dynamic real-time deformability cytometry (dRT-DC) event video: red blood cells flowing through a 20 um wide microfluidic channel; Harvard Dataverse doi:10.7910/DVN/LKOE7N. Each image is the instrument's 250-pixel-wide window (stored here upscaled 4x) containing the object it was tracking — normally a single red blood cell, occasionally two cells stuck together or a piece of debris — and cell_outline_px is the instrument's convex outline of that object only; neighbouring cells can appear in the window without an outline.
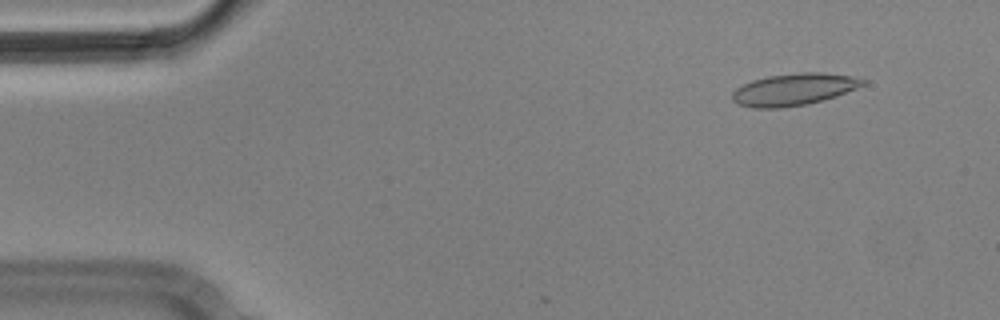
{"species": "Egyptian fruit bat (a non-hibernating species)", "species_latin": "Rousettus aegyptiacus", "temperature_condition": "cold", "stored_images_in_passage": 5, "camera_frame_rate_fps": 3000, "um_per_image_px": 0.085, "animal": {"sex": "male"}, "frame": {"image": 1, "passage_image": 2, "time_ms": 0.333, "image_size_px": [1000, 320], "cell_outline_px": [[868, 80], [864, 84], [856, 88], [836, 96], [824, 100], [808, 104], [780, 108], [752, 108], [736, 104], [732, 100], [732, 92], [736, 88], [752, 80], [768, 76], [800, 72], [820, 72], [852, 76]], "centroid_in_image_um": [67.46, 7.6], "position_along_channel_um": 17.5, "area_um2": 24.45}}